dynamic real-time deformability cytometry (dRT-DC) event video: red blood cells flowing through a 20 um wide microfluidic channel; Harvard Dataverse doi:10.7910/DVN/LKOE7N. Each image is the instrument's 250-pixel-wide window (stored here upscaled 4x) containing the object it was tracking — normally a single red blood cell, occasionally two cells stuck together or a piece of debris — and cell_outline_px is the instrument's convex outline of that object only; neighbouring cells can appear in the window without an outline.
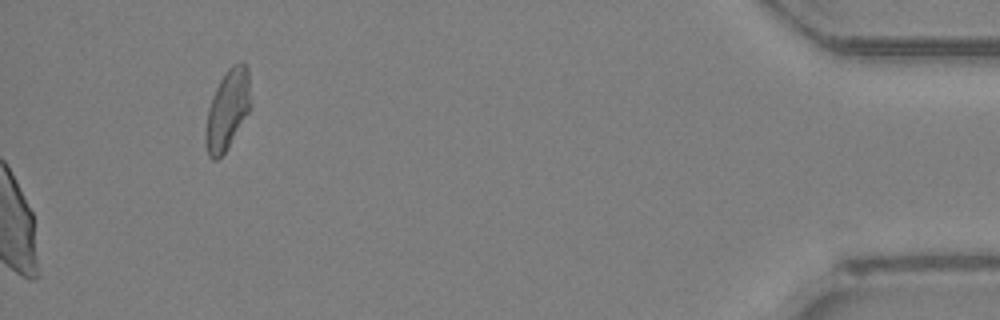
{"species": "Egyptian fruit bat (a non-hibernating species)", "species_latin": "Rousettus aegyptiacus", "temperature_condition": "room temperature", "stored_images_in_passage": 39, "segment_of_instrument_passage": [2, 2], "camera_frame_rate_fps": 3000, "um_per_image_px": 0.085, "animal": {"sex": "female"}, "frame": {"image": 1, "passage_image": 39, "time_ms": 12.667, "image_size_px": [1000, 320], "cell_outline_px": [[252, 108], [228, 148], [216, 160], [212, 160], [208, 156], [204, 140], [204, 132], [208, 108], [212, 96], [220, 80], [228, 68], [232, 64], [240, 60], [248, 68], [252, 104]], "centroid_in_image_um": [19.35, 9.32], "position_along_channel_um": 415.8, "area_um2": 21.56}}